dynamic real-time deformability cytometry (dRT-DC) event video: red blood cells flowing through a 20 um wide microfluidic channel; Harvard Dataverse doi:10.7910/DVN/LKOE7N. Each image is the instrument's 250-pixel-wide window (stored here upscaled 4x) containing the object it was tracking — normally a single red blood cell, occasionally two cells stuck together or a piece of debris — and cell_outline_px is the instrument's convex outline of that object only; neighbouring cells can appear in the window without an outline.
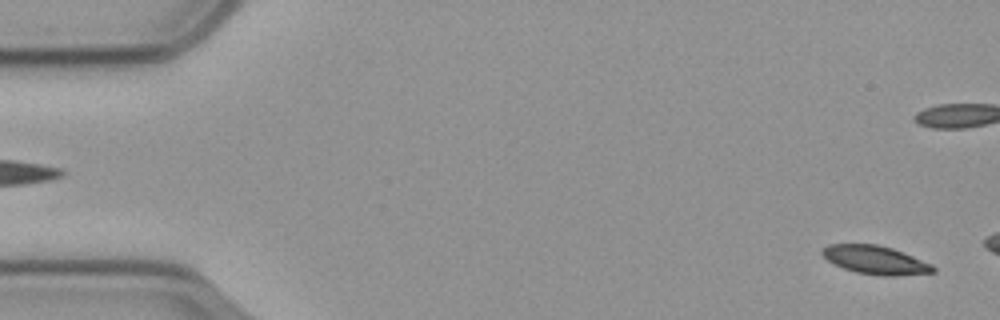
{"species": "common noctule bat (a hibernating species)", "species_latin": "Nyctalus noctula", "temperature_condition": "cold", "stored_images_in_passage": 8, "camera_frame_rate_fps": 3000, "um_per_image_px": 0.085, "animal": {"sex": "male", "body_mass_g": 23.1, "forearm_length_mm": 52.7}, "frame": {"image": 1, "passage_image": 2, "time_ms": 0.333, "image_size_px": [1000, 320], "cell_outline_px": [[936, 272], [896, 276], [880, 276], [856, 272], [832, 264], [820, 252], [828, 244], [876, 244], [892, 248], [932, 264], [936, 268]], "centroid_in_image_um": [74.41, 22.1], "position_along_channel_um": 10.6, "area_um2": 18.38}}